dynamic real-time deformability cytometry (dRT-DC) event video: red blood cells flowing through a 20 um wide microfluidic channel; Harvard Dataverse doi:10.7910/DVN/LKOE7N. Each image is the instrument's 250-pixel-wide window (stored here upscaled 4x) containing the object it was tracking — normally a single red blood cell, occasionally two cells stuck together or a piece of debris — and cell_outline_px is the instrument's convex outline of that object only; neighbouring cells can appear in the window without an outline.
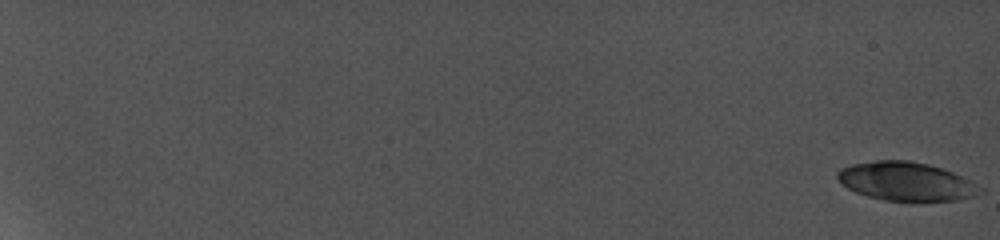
{"species": "common noctule bat (a hibernating species)", "species_latin": "Nyctalus noctula", "temperature_condition": "cold", "stored_images_in_passage": 8, "camera_frame_rate_fps": 5000, "um_per_image_px": 0.085, "animal": {"sex": "female", "body_mass_g": 19.0, "forearm_length_mm": 56.7}, "frame": {"image": 1, "passage_image": 1, "time_ms": 0.0, "image_size_px": [1000, 240], "cell_outline_px": [[960, 196], [952, 200], [884, 200], [856, 192], [848, 188], [836, 176], [844, 168], [856, 164], [876, 160], [904, 160], [924, 164], [940, 168], [960, 176]], "centroid_in_image_um": [76.59, 15.37], "position_along_channel_um": 8.4, "area_um2": 28.55}}